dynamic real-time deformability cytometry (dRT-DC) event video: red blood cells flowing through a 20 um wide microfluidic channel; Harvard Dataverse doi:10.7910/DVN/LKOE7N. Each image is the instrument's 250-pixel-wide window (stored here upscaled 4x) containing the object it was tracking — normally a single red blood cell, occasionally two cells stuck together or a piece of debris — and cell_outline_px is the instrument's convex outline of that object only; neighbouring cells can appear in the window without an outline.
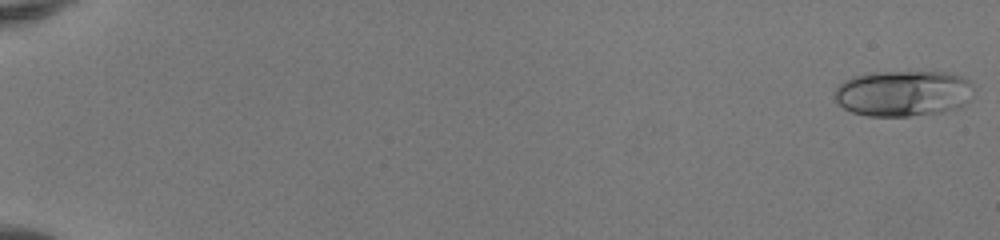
{"species": "human", "species_latin": "Homo sapiens", "temperature_condition": "room temperature", "stored_images_in_passage": 51, "camera_frame_rate_fps": 3000, "um_per_image_px": 0.085, "donor": {"sex": "female"}, "frame": {"image": 1, "passage_image": 1, "time_ms": 0.0, "image_size_px": [1000, 240], "cell_outline_px": [[976, 88], [972, 96], [960, 108], [944, 112], [908, 116], [868, 116], [852, 112], [844, 108], [836, 100], [836, 88], [844, 80], [852, 76], [872, 72], [952, 72], [964, 76]], "centroid_in_image_um": [76.84, 7.92], "position_along_channel_um": 8.2, "area_um2": 37.74}}
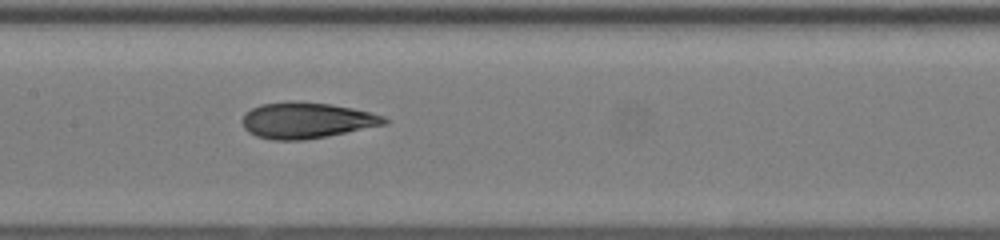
{"frame": {"image": 2, "passage_image": 28, "time_ms": 9.0, "image_size_px": [1000, 240], "cell_outline_px": [[388, 124], [328, 136], [304, 140], [272, 140], [256, 136], [248, 132], [244, 128], [244, 116], [252, 108], [260, 104], [288, 100], [292, 100], [332, 104], [352, 108], [384, 116], [388, 120]], "centroid_in_image_um": [26.07, 10.23], "position_along_channel_um": 181.3, "area_um2": 29.88}}
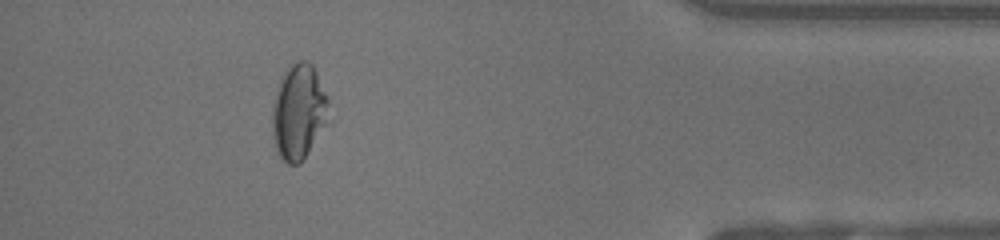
{"frame": {"image": 3, "passage_image": 47, "time_ms": 15.333, "image_size_px": [1000, 240], "cell_outline_px": [[328, 100], [324, 124], [300, 164], [288, 164], [280, 156], [276, 148], [272, 132], [272, 108], [276, 88], [288, 64], [300, 60], [308, 60], [312, 64], [328, 96]], "centroid_in_image_um": [25.34, 9.44], "position_along_channel_um": 409.9, "area_um2": 30.81}, "authors_computed_cell_mechanics": {"area_um2": 30.5184, "velocity_mm_per_s": 4.1747, "shape_relaxation_time_tau1_ms": 7.0401, "shape_relaxation_time_tau2_ms": 1.2296, "deformation_change_tau1": 0.236, "deformation_change_tau2": 0.079}}